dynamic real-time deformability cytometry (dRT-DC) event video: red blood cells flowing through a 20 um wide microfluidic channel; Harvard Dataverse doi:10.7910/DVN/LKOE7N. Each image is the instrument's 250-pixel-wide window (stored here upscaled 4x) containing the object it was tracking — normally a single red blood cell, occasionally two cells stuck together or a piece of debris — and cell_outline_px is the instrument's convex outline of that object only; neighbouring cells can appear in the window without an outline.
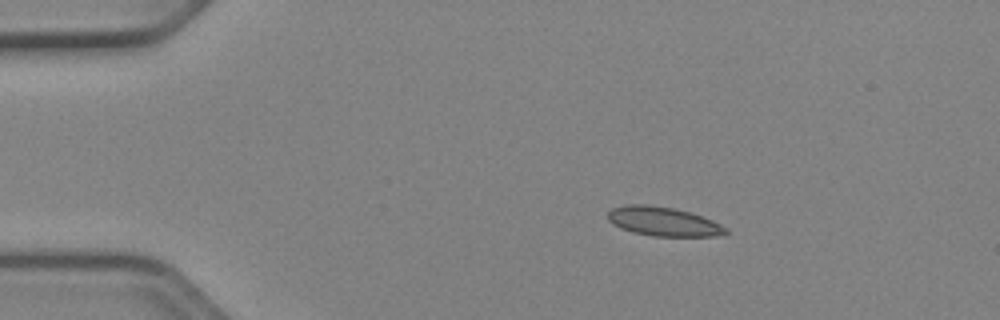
{"species": "Egyptian fruit bat (a non-hibernating species)", "species_latin": "Rousettus aegyptiacus", "temperature_condition": "cold", "stored_images_in_passage": 52, "camera_frame_rate_fps": 3000, "um_per_image_px": 0.085, "animal": {"sex": "female"}, "frame": {"image": 1, "passage_image": 9, "time_ms": 2.667, "image_size_px": [1000, 320], "cell_outline_px": [[728, 232], [724, 236], [652, 236], [632, 232], [620, 228], [612, 224], [608, 220], [608, 212], [612, 208], [624, 204], [648, 204], [672, 208], [688, 212], [712, 220], [728, 228]], "centroid_in_image_um": [56.36, 18.83], "position_along_channel_um": 28.6, "area_um2": 20.11}}
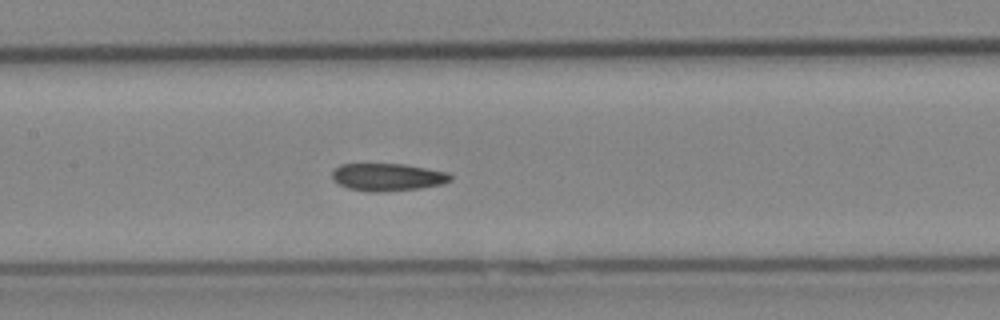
{"frame": {"image": 2, "passage_image": 25, "time_ms": 8.0, "image_size_px": [1000, 320], "cell_outline_px": [[452, 180], [444, 184], [420, 188], [380, 192], [368, 192], [348, 188], [332, 180], [332, 172], [340, 164], [404, 164], [448, 172], [452, 176]], "centroid_in_image_um": [32.96, 15.06], "position_along_channel_um": 174.4, "area_um2": 19.07}}
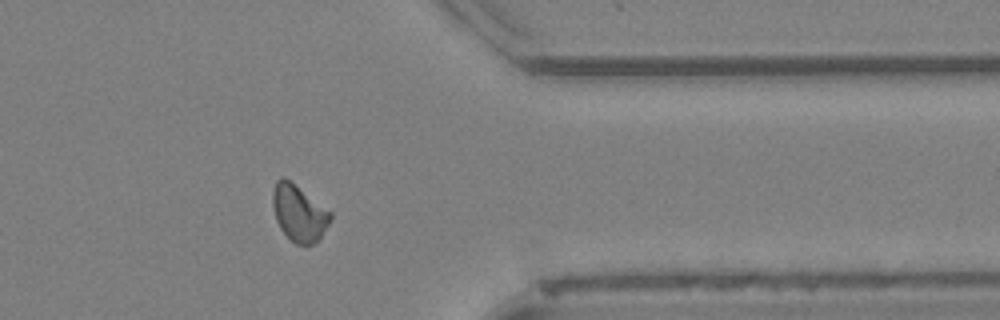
{"frame": {"image": 3, "passage_image": 42, "time_ms": 13.667, "image_size_px": [1000, 320], "cell_outline_px": [[332, 220], [320, 240], [312, 244], [296, 244], [280, 228], [276, 220], [272, 204], [272, 192], [276, 180], [280, 176], [284, 176], [332, 212]], "centroid_in_image_um": [25.43, 18.1], "position_along_channel_um": 386.0, "area_um2": 19.13}, "authors_computed_cell_mechanics": {"area_um2": 19.0162, "velocity_mm_per_s": 3.9459, "shape_relaxation_time_tau1_ms": null, "shape_relaxation_time_tau2_ms": 5.3103, "deformation_change_tau1": null, "deformation_change_tau2": 0.0845}}